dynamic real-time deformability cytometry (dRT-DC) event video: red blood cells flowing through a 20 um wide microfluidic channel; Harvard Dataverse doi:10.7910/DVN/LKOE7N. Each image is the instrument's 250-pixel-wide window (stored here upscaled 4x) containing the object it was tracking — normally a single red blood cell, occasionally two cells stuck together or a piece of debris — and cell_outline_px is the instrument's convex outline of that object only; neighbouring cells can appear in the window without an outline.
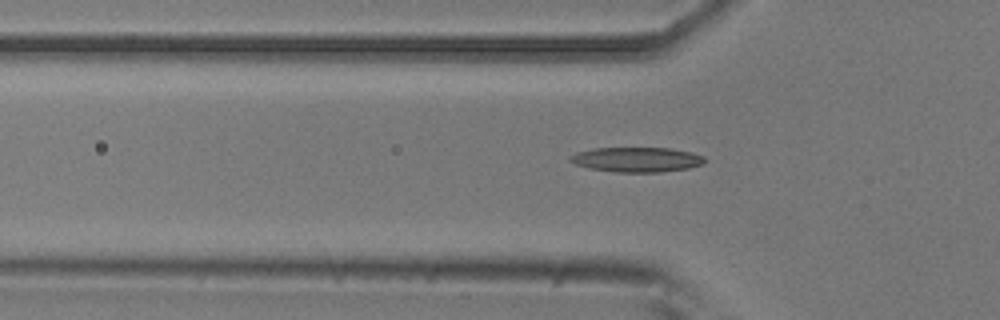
{"species": "common noctule bat (a hibernating species)", "species_latin": "Nyctalus noctula", "temperature_condition": "room temperature", "stored_images_in_passage": 38, "camera_frame_rate_fps": 3000, "um_per_image_px": 0.085, "animal": {"sex": "male", "body_mass_g": 20.5, "forearm_length_mm": 52.5}, "frame": {"image": 1, "passage_image": 8, "time_ms": 2.333, "image_size_px": [1000, 320], "cell_outline_px": [[708, 160], [704, 164], [688, 168], [660, 172], [616, 172], [588, 168], [576, 164], [568, 160], [568, 156], [576, 152], [592, 148], [668, 148], [692, 152], [704, 156]], "centroid_in_image_um": [54.13, 13.56], "position_along_channel_um": 71.7, "area_um2": 19.65}}
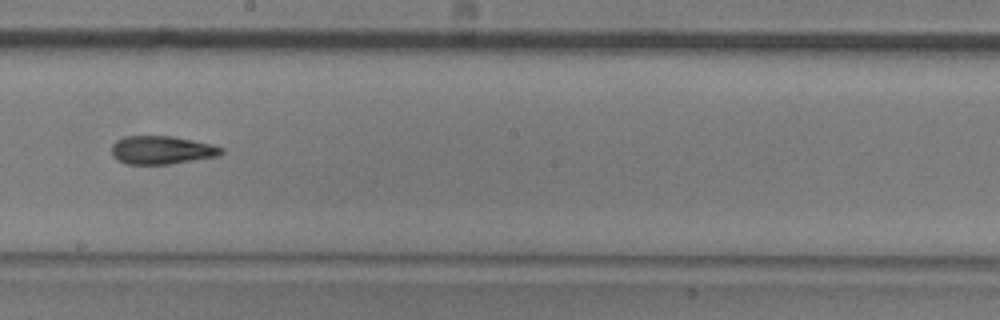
{"frame": {"image": 2, "passage_image": 21, "time_ms": 6.667, "image_size_px": [1000, 320], "cell_outline_px": [[224, 152], [220, 156], [168, 164], [124, 164], [116, 160], [112, 156], [112, 144], [116, 140], [124, 136], [172, 136], [192, 140], [224, 148]], "centroid_in_image_um": [13.71, 12.76], "position_along_channel_um": 234.5, "area_um2": 18.15}}
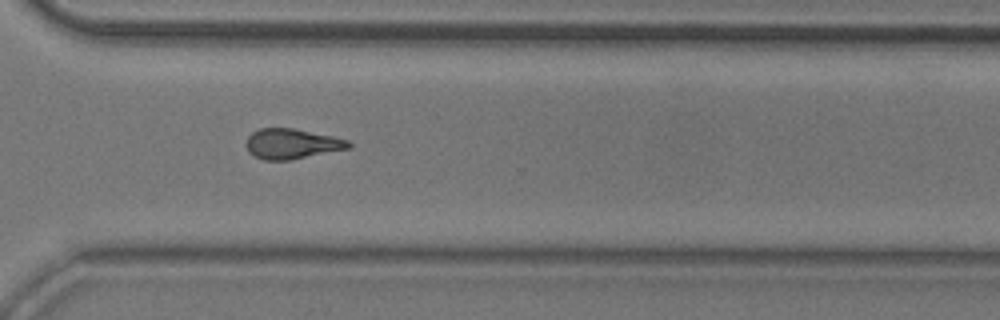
{"frame": {"image": 3, "passage_image": 30, "time_ms": 9.667, "image_size_px": [1000, 320], "cell_outline_px": [[352, 148], [292, 160], [264, 160], [248, 152], [244, 144], [248, 136], [252, 132], [260, 128], [292, 128], [332, 136], [348, 140], [352, 144]], "centroid_in_image_um": [24.81, 12.23], "position_along_channel_um": 345.8, "area_um2": 18.21}}